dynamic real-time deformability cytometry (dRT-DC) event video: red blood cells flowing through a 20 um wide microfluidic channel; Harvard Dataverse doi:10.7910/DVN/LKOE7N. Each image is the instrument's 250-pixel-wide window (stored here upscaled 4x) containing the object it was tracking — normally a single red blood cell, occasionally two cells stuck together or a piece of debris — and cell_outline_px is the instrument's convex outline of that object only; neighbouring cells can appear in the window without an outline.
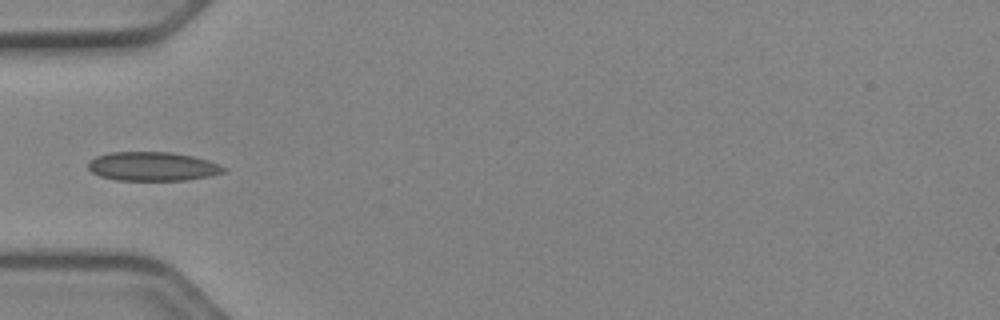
{"species": "Egyptian fruit bat (a non-hibernating species)", "species_latin": "Rousettus aegyptiacus", "temperature_condition": "cold", "stored_images_in_passage": 35, "camera_frame_rate_fps": 3000, "um_per_image_px": 0.085, "animal": {"sex": "female"}, "frame": {"image": 1, "passage_image": 1, "time_ms": 0.0, "image_size_px": [1000, 320], "cell_outline_px": [[228, 172], [188, 180], [116, 180], [100, 176], [92, 172], [88, 168], [88, 160], [96, 156], [108, 152], [168, 152], [192, 156], [208, 160], [228, 168]], "centroid_in_image_um": [12.97, 14.14], "position_along_channel_um": 72.0, "area_um2": 23.0}}
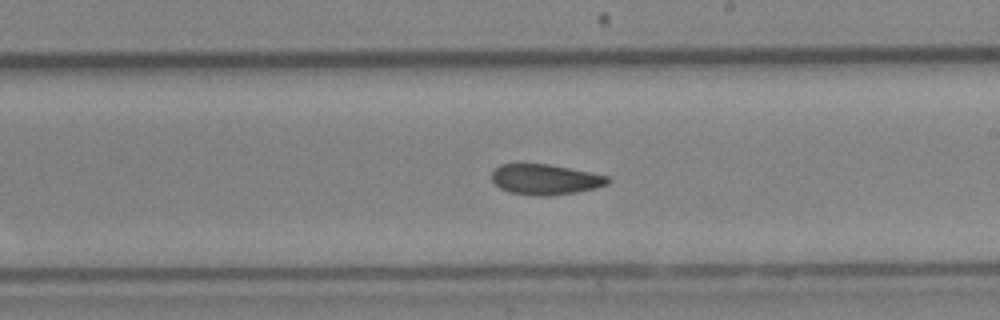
{"frame": {"image": 2, "passage_image": 14, "time_ms": 4.333, "image_size_px": [1000, 320], "cell_outline_px": [[612, 180], [608, 184], [596, 188], [576, 192], [548, 196], [536, 196], [508, 192], [500, 188], [492, 180], [492, 172], [500, 164], [548, 164], [608, 176]], "centroid_in_image_um": [46.35, 15.26], "position_along_channel_um": 242.6, "area_um2": 20.52}}
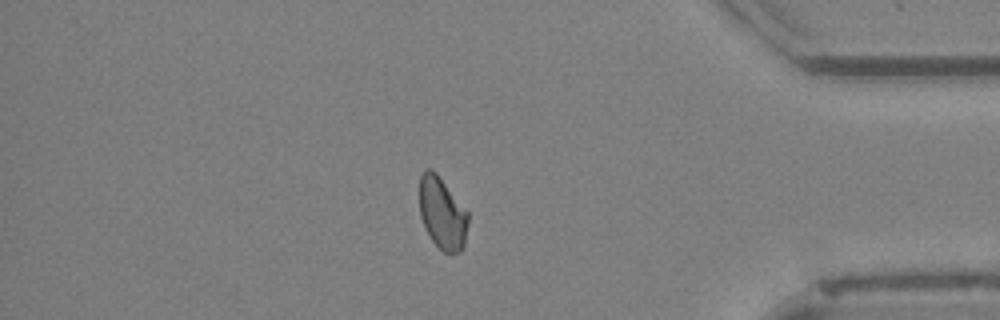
{"frame": {"image": 3, "passage_image": 28, "time_ms": 9.0, "image_size_px": [1000, 320], "cell_outline_px": [[468, 224], [464, 248], [460, 252], [444, 252], [432, 240], [420, 216], [420, 176], [428, 168], [432, 168], [436, 172], [468, 212]], "centroid_in_image_um": [37.61, 18.12], "position_along_channel_um": 397.6, "area_um2": 20.17}, "authors_computed_cell_mechanics": {"area_um2": 20.9814, "velocity_mm_per_s": 3.9534, "shape_relaxation_time_tau1_ms": 8.9947, "shape_relaxation_time_tau2_ms": 6.0131, "deformation_change_tau1": 0.1276, "deformation_change_tau2": 0.0827}}